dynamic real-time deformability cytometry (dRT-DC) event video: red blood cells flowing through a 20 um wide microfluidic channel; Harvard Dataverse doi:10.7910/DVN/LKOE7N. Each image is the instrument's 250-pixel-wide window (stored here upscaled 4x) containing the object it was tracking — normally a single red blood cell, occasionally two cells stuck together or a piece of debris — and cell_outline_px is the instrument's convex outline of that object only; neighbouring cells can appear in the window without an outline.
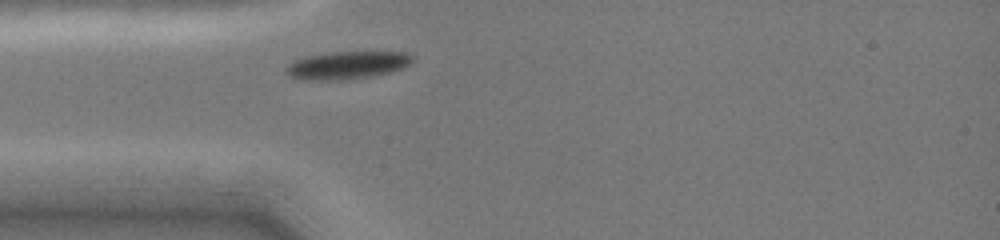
{"species": "common noctule bat (a hibernating species)", "species_latin": "Nyctalus noctula", "temperature_condition": "cold", "stored_images_in_passage": 12, "camera_frame_rate_fps": 3000, "um_per_image_px": 0.085, "animal": {"sex": "female", "body_mass_g": 19.0, "forearm_length_mm": 51.5}, "frame": {"image": 1, "passage_image": 1, "time_ms": 0.0, "image_size_px": [1000, 240], "cell_outline_px": [[412, 60], [408, 64], [400, 68], [388, 72], [372, 76], [352, 80], [304, 80], [288, 76], [284, 68], [288, 64], [304, 56], [328, 52], [408, 52], [412, 56]], "centroid_in_image_um": [29.43, 5.55], "position_along_channel_um": 55.6, "area_um2": 20.52}}
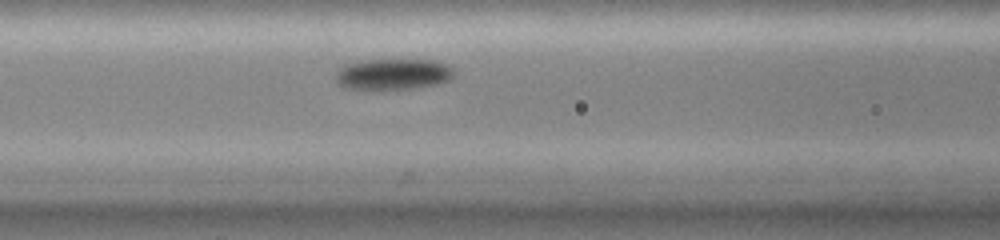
{"frame": {"image": 2, "passage_image": 7, "time_ms": 2.0, "image_size_px": [1000, 240], "cell_outline_px": [[452, 76], [448, 80], [436, 84], [412, 88], [380, 92], [344, 88], [336, 80], [336, 72], [340, 68], [348, 64], [360, 60], [396, 56], [436, 60], [448, 64], [452, 68]], "centroid_in_image_um": [33.38, 6.27], "position_along_channel_um": 133.2, "area_um2": 23.0}}
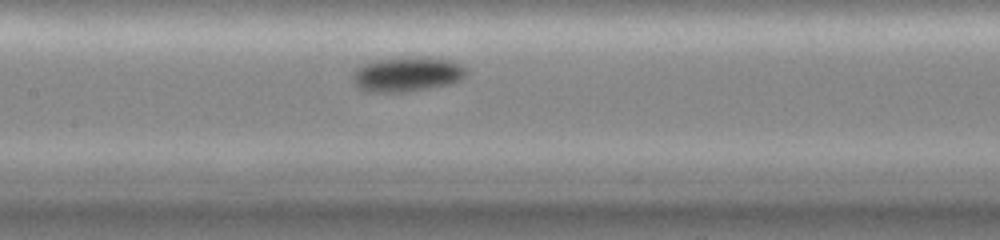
{"frame": {"image": 3, "passage_image": 10, "time_ms": 3.0, "image_size_px": [1000, 240], "cell_outline_px": [[468, 72], [460, 80], [448, 84], [428, 88], [400, 92], [364, 92], [356, 88], [352, 80], [352, 76], [356, 68], [364, 64], [376, 60], [408, 56], [428, 56], [452, 60], [468, 68]], "centroid_in_image_um": [34.59, 6.29], "position_along_channel_um": 172.8, "area_um2": 23.47}}